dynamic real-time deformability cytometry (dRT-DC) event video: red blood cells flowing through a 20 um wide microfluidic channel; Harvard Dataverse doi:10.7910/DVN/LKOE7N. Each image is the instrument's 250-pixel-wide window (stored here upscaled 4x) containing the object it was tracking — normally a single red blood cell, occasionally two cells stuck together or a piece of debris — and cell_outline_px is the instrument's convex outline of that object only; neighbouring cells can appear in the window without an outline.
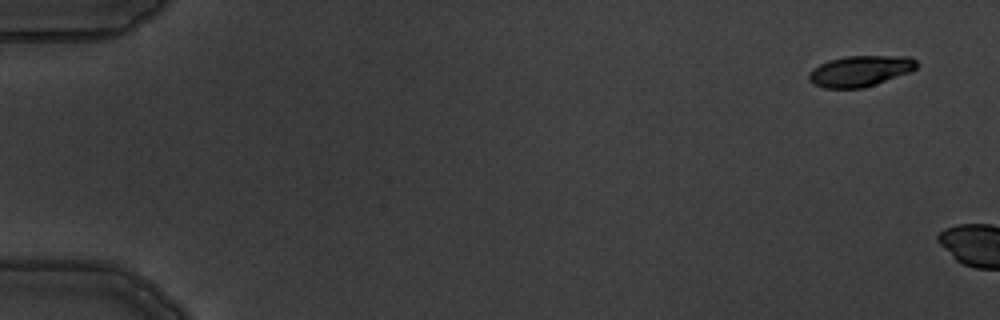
{"species": "common noctule bat (a hibernating species)", "species_latin": "Nyctalus noctula", "temperature_condition": "warm", "stored_images_in_passage": 3, "camera_frame_rate_fps": 3000, "um_per_image_px": 0.085, "animal": {"sex": "male", "body_mass_g": 19.5, "forearm_length_mm": 54.6}, "frame": {"image": 1, "passage_image": 1, "time_ms": 0.0, "image_size_px": [1000, 320], "cell_outline_px": [[916, 68], [912, 72], [864, 88], [824, 88], [812, 84], [808, 80], [808, 72], [812, 68], [828, 60], [844, 56], [912, 56], [916, 60]], "centroid_in_image_um": [73.1, 6.04], "position_along_channel_um": 11.9, "area_um2": 19.71}}